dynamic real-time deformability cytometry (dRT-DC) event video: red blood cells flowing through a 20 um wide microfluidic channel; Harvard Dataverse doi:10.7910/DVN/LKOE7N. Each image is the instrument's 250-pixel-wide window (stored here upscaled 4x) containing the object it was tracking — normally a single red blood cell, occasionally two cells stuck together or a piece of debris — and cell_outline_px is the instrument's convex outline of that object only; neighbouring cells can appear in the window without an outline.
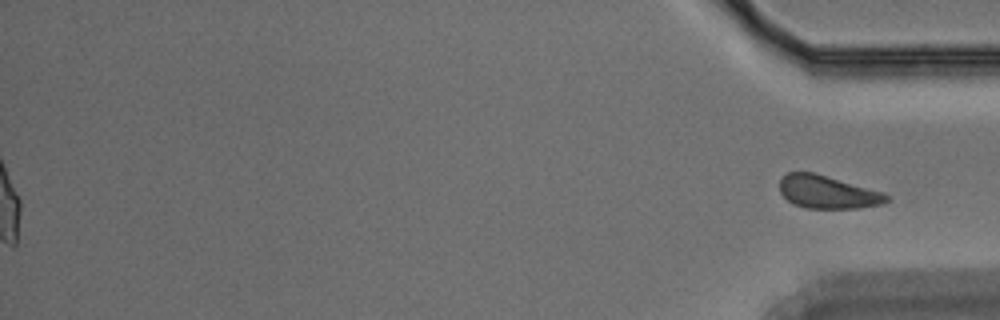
{"species": "Egyptian fruit bat (a non-hibernating species)", "species_latin": "Rousettus aegyptiacus", "temperature_condition": "warm", "stored_images_in_passage": 51, "segment_of_instrument_passage": [2, 2], "camera_frame_rate_fps": 3000, "um_per_image_px": 0.085, "animal": {"sex": "male"}, "frame": {"image": 1, "passage_image": 51, "time_ms": 16.667, "image_size_px": [1000, 320], "cell_outline_px": [[892, 200], [884, 204], [860, 208], [808, 208], [792, 204], [780, 192], [780, 180], [788, 172], [812, 172], [884, 192], [892, 196]], "centroid_in_image_um": [70.41, 16.34], "position_along_channel_um": 364.8, "area_um2": 20.63}}